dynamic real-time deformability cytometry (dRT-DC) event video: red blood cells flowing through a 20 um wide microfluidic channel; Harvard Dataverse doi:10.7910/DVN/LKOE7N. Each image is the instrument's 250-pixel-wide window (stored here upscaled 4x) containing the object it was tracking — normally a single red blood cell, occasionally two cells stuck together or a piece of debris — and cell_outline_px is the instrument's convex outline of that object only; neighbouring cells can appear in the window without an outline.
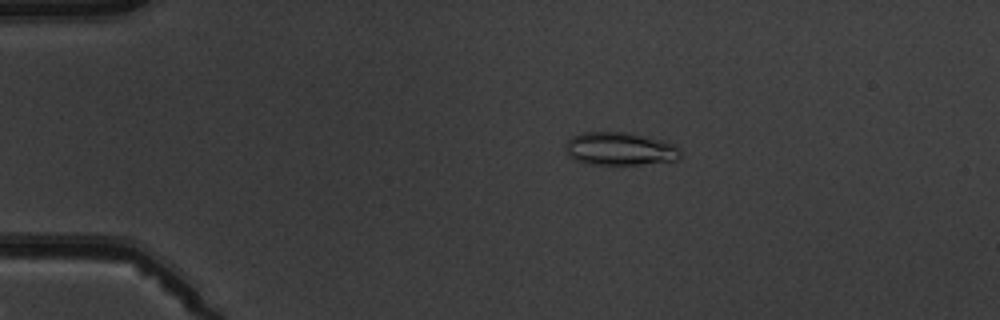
{"species": "common noctule bat (a hibernating species)", "species_latin": "Nyctalus noctula", "temperature_condition": "warm", "stored_images_in_passage": 9, "camera_frame_rate_fps": 3000, "um_per_image_px": 0.085, "animal": {"sex": "male", "body_mass_g": 19.5, "forearm_length_mm": 54.6}, "frame": {"image": 1, "passage_image": 4, "time_ms": 3.333, "image_size_px": [1000, 320], "cell_outline_px": [[680, 156], [676, 160], [640, 164], [592, 164], [576, 160], [568, 156], [564, 148], [564, 144], [572, 136], [584, 132], [624, 132], [660, 140], [676, 144], [680, 148]], "centroid_in_image_um": [52.66, 12.65], "position_along_channel_um": 32.3, "area_um2": 21.96}}
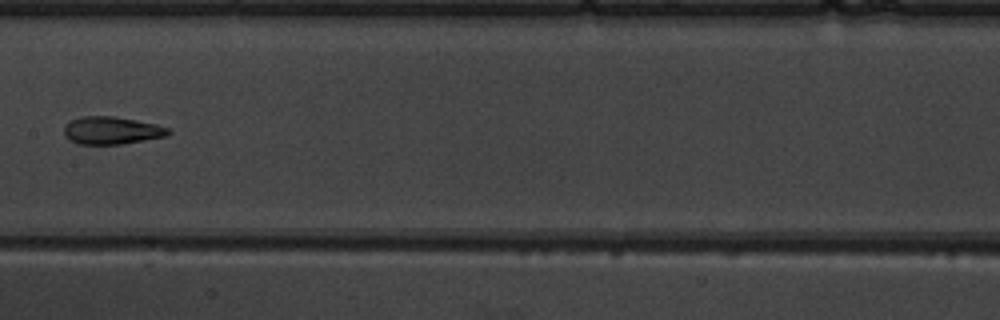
{"frame": {"image": 2, "passage_image": 8, "time_ms": 9.0, "image_size_px": [1000, 320], "cell_outline_px": [[172, 132], [164, 136], [120, 144], [80, 144], [68, 140], [64, 136], [64, 124], [68, 120], [80, 116], [112, 116], [136, 120], [156, 124], [168, 128]], "centroid_in_image_um": [9.41, 11.07], "position_along_channel_um": 198.0, "area_um2": 16.82}}
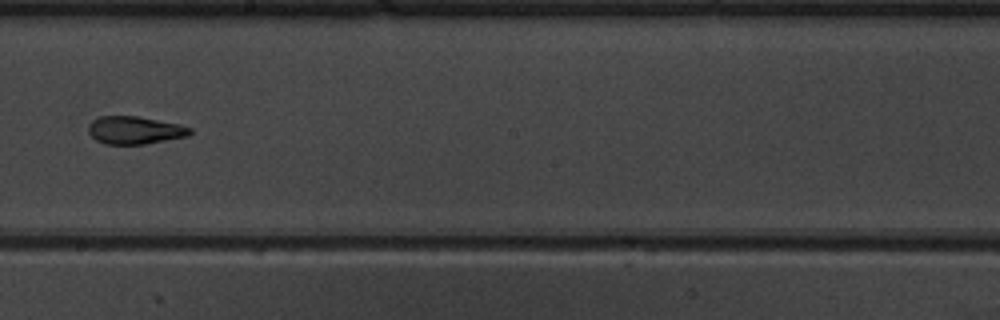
{"frame": {"image": 3, "passage_image": 9, "time_ms": 10.0, "image_size_px": [1000, 320], "cell_outline_px": [[192, 132], [188, 136], [144, 144], [104, 144], [96, 140], [88, 132], [88, 124], [92, 120], [100, 116], [136, 116], [180, 124], [192, 128]], "centroid_in_image_um": [11.45, 11.06], "position_along_channel_um": 236.8, "area_um2": 16.47}}